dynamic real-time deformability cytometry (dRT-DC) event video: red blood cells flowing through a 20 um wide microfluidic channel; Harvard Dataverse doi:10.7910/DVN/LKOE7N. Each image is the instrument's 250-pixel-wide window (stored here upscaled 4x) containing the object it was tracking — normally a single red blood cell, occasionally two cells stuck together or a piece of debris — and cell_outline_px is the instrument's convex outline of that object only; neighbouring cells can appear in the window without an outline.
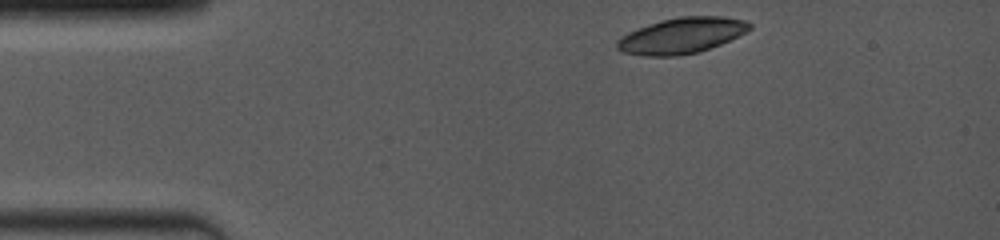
{"species": "common noctule bat (a hibernating species)", "species_latin": "Nyctalus noctula", "temperature_condition": "room temperature", "stored_images_in_passage": 4, "camera_frame_rate_fps": 4000, "um_per_image_px": 0.085, "animal": {"sex": "female", "body_mass_g": 19.0, "forearm_length_mm": 53.3}, "frame": {"image": 1, "passage_image": 1, "time_ms": 0.0, "image_size_px": [1000, 240], "cell_outline_px": [[752, 28], [720, 44], [700, 52], [676, 56], [640, 56], [620, 52], [616, 48], [616, 40], [628, 32], [660, 20], [680, 16], [724, 16], [744, 20], [752, 24]], "centroid_in_image_um": [57.89, 3.03], "position_along_channel_um": 27.1, "area_um2": 27.74}}